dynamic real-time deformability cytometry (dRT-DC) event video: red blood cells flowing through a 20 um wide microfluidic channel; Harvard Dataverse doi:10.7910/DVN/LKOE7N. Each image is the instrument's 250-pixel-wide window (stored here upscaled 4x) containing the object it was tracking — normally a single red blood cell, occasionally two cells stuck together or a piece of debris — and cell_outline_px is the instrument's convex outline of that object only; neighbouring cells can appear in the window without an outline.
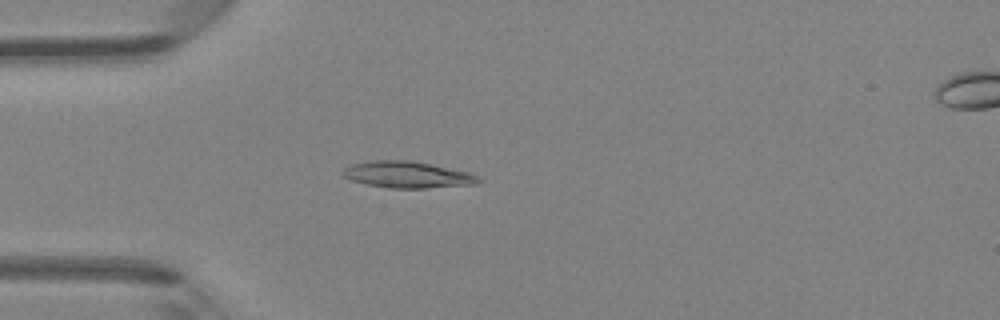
{"species": "Egyptian fruit bat (a non-hibernating species)", "species_latin": "Rousettus aegyptiacus", "temperature_condition": "room temperature", "stored_images_in_passage": 4, "camera_frame_rate_fps": 3000, "um_per_image_px": 0.085, "animal": {"sex": "female"}, "frame": {"image": 1, "passage_image": 3, "time_ms": 0.667, "image_size_px": [1000, 320], "cell_outline_px": [[480, 180], [476, 184], [428, 188], [388, 188], [368, 184], [352, 180], [344, 176], [340, 172], [344, 168], [352, 164], [372, 160], [408, 160], [432, 164], [468, 172], [476, 176]], "centroid_in_image_um": [34.6, 14.84], "position_along_channel_um": 50.4, "area_um2": 20.81}}